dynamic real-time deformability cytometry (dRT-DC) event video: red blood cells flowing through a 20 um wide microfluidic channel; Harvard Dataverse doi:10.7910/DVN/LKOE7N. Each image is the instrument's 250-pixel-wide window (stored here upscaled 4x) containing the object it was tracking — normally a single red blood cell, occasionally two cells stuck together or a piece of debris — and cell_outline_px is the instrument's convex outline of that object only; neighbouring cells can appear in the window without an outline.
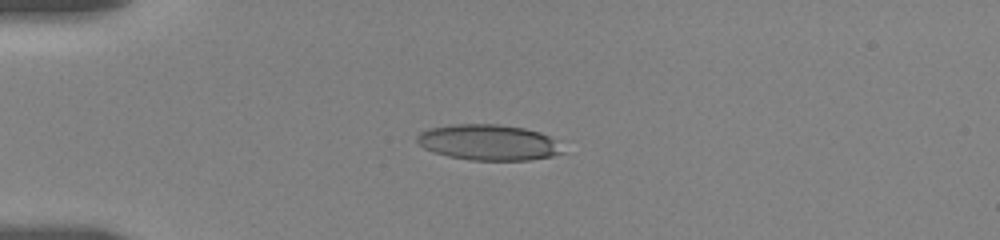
{"species": "human", "species_latin": "Homo sapiens", "temperature_condition": "room temperature", "stored_images_in_passage": 9, "camera_frame_rate_fps": 3000, "um_per_image_px": 0.085, "donor": {"sex": "female"}, "frame": {"image": 1, "passage_image": 6, "time_ms": 4.0, "image_size_px": [1000, 240], "cell_outline_px": [[568, 152], [552, 156], [528, 160], [472, 160], [448, 156], [424, 148], [416, 140], [416, 136], [420, 132], [428, 128], [456, 124], [500, 124], [524, 128], [540, 132], [548, 136]], "centroid_in_image_um": [41.54, 12.1], "position_along_channel_um": 43.5, "area_um2": 30.29}}
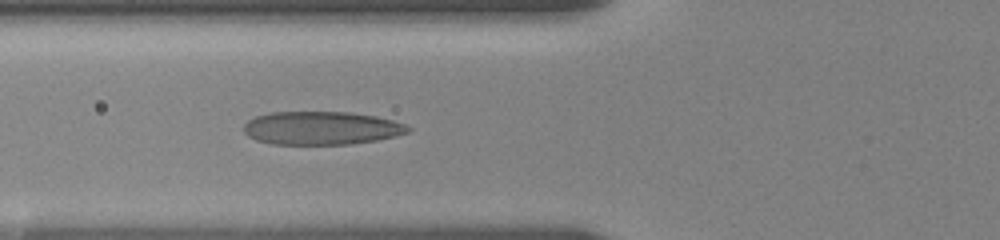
{"frame": {"image": 2, "passage_image": 9, "time_ms": 6.333, "image_size_px": [1000, 240], "cell_outline_px": [[412, 128], [408, 132], [396, 136], [376, 140], [348, 144], [272, 144], [256, 140], [248, 136], [244, 132], [244, 124], [248, 120], [256, 116], [268, 112], [348, 112], [376, 116], [392, 120], [404, 124]], "centroid_in_image_um": [27.3, 10.88], "position_along_channel_um": 98.5, "area_um2": 31.85}}